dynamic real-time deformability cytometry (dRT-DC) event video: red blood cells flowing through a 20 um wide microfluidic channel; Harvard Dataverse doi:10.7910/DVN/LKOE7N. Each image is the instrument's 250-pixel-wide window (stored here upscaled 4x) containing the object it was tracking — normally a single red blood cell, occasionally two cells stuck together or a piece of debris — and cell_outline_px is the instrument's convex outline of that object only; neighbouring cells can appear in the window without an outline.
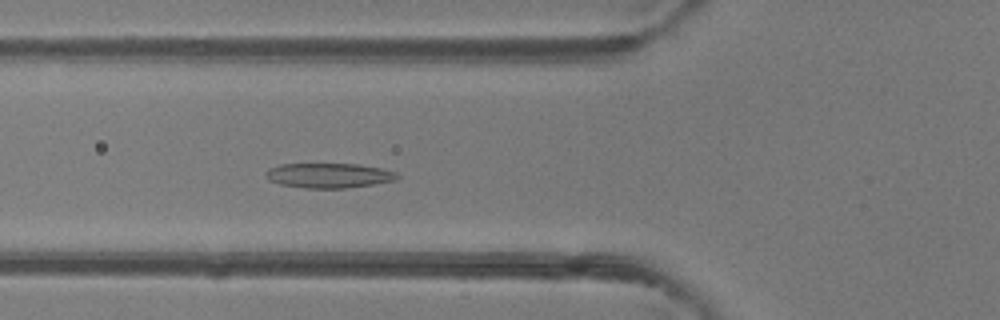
{"species": "common noctule bat (a hibernating species)", "species_latin": "Nyctalus noctula", "temperature_condition": "room temperature", "stored_images_in_passage": 36, "camera_frame_rate_fps": 3000, "um_per_image_px": 0.085, "animal": {"sex": "female"}, "frame": {"image": 1, "passage_image": 5, "time_ms": 1.333, "image_size_px": [1000, 320], "cell_outline_px": [[400, 176], [396, 180], [372, 184], [344, 188], [304, 188], [280, 184], [268, 180], [264, 176], [264, 172], [268, 168], [280, 164], [360, 164], [380, 168], [396, 172]], "centroid_in_image_um": [27.9, 14.91], "position_along_channel_um": 97.9, "area_um2": 19.07}}
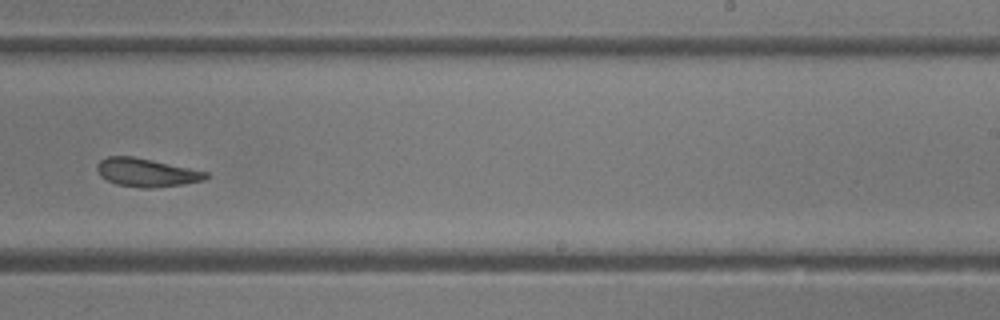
{"frame": {"image": 2, "passage_image": 18, "time_ms": 5.667, "image_size_px": [1000, 320], "cell_outline_px": [[212, 176], [204, 180], [184, 184], [152, 188], [140, 188], [116, 184], [100, 176], [96, 168], [96, 164], [100, 160], [108, 156], [132, 156], [152, 160], [208, 172]], "centroid_in_image_um": [12.46, 14.67], "position_along_channel_um": 276.5, "area_um2": 18.03}}
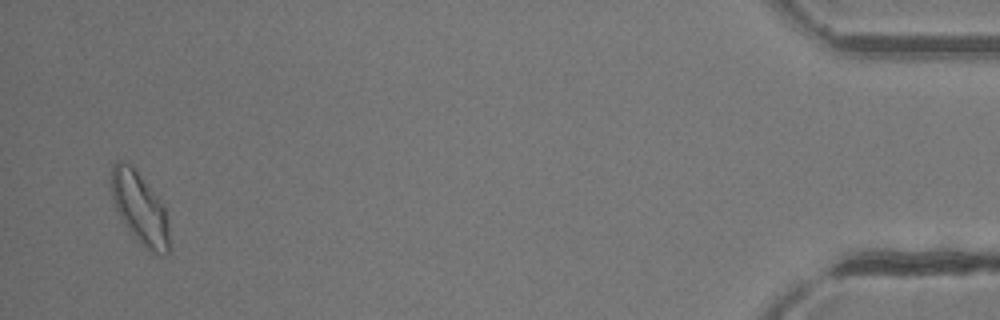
{"frame": {"image": 3, "passage_image": 35, "time_ms": 11.333, "image_size_px": [1000, 320], "cell_outline_px": [[168, 256], [144, 248], [140, 244], [124, 224], [112, 200], [112, 164], [116, 160], [124, 160], [132, 164], [160, 200], [164, 208], [168, 228]], "centroid_in_image_um": [11.86, 17.66], "position_along_channel_um": 423.3, "area_um2": 23.93}, "authors_computed_cell_mechanics": {"area_um2": 18.9873, "velocity_mm_per_s": 4.1225, "shape_relaxation_time_tau1_ms": 7.148, "shape_relaxation_time_tau2_ms": 2.9411, "deformation_change_tau1": 0.1754, "deformation_change_tau2": 0.0949}}